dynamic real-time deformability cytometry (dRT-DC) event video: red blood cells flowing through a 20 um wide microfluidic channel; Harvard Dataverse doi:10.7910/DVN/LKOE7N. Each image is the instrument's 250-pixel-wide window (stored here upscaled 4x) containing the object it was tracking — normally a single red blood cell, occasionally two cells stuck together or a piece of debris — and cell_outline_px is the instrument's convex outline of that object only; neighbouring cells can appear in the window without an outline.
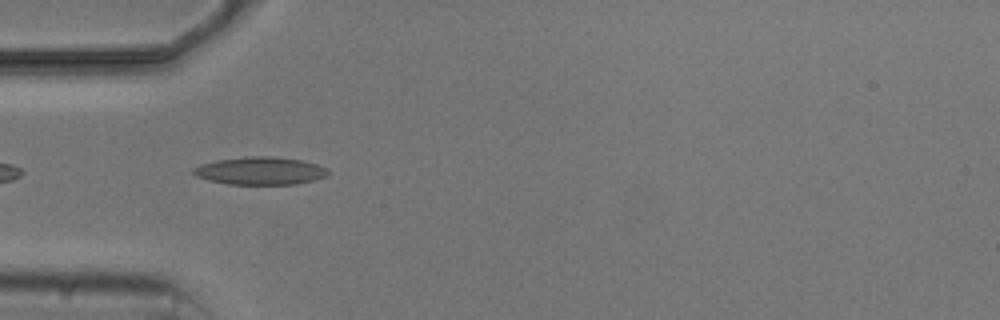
{"species": "common noctule bat (a hibernating species)", "species_latin": "Nyctalus noctula", "temperature_condition": "cold", "stored_images_in_passage": 2, "camera_frame_rate_fps": 3000, "um_per_image_px": 0.085, "animal": {"sex": "male", "body_mass_g": 20.5, "forearm_length_mm": 52.5}, "frame": {"image": 1, "passage_image": 2, "time_ms": 1.333, "image_size_px": [1000, 320], "cell_outline_px": [[328, 176], [296, 184], [228, 184], [208, 180], [196, 176], [192, 172], [192, 168], [200, 164], [216, 160], [248, 156], [272, 156], [300, 160], [316, 164], [328, 168]], "centroid_in_image_um": [22.09, 14.51], "position_along_channel_um": 62.9, "area_um2": 21.79}}